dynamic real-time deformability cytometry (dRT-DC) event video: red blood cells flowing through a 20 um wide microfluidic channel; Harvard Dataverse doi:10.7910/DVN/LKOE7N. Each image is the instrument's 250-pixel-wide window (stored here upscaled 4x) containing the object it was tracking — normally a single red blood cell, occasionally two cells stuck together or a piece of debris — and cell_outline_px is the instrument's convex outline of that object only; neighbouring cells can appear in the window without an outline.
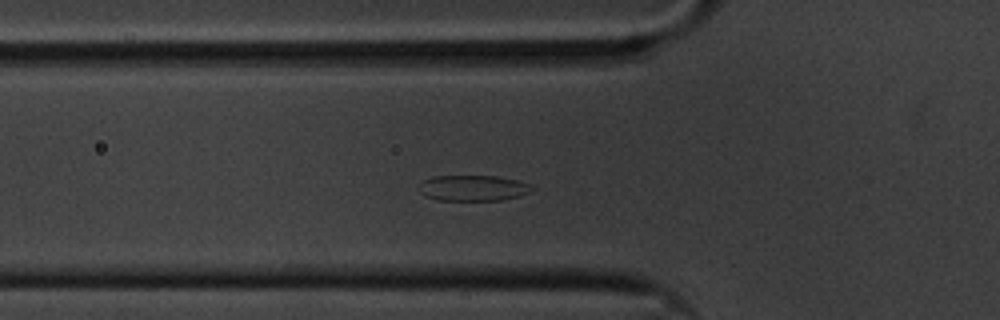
{"species": "common noctule bat (a hibernating species)", "species_latin": "Nyctalus noctula", "temperature_condition": "cold", "stored_images_in_passage": 42, "camera_frame_rate_fps": 3000, "um_per_image_px": 0.085, "animal": {"sex": "male", "body_mass_g": 20.1, "forearm_length_mm": 53.5}, "frame": {"image": 1, "passage_image": 2, "time_ms": 0.333, "image_size_px": [1000, 320], "cell_outline_px": [[536, 188], [528, 192], [516, 196], [500, 200], [436, 200], [424, 196], [416, 188], [420, 180], [432, 176], [496, 176], [516, 180], [528, 184]], "centroid_in_image_um": [40.09, 15.97], "position_along_channel_um": 85.7, "area_um2": 17.05}}
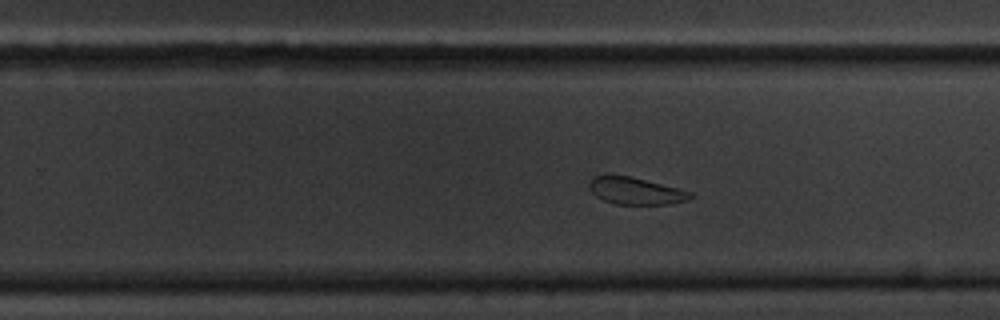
{"frame": {"image": 2, "passage_image": 19, "time_ms": 6.0, "image_size_px": [1000, 320], "cell_outline_px": [[692, 196], [688, 200], [668, 204], [616, 204], [604, 200], [596, 196], [588, 188], [588, 180], [592, 176], [632, 176], [692, 192]], "centroid_in_image_um": [53.99, 16.22], "position_along_channel_um": 275.8, "area_um2": 15.84}}
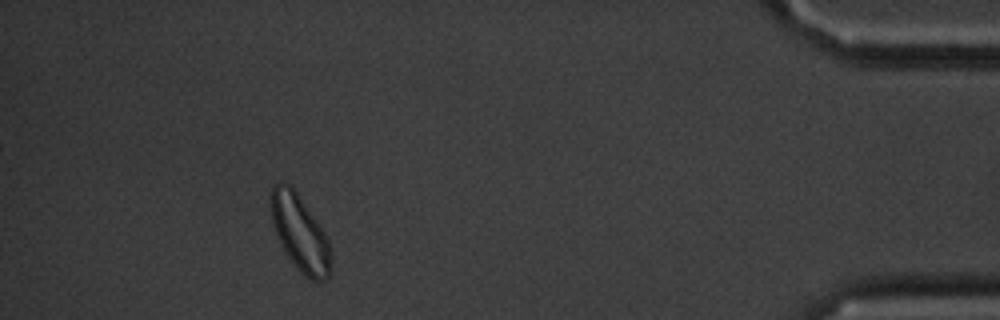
{"frame": {"image": 3, "passage_image": 36, "time_ms": 11.667, "image_size_px": [1000, 320], "cell_outline_px": [[332, 272], [324, 280], [312, 280], [300, 272], [288, 256], [272, 224], [272, 188], [280, 180], [288, 184], [296, 192], [316, 220], [324, 232], [328, 240], [332, 268]], "centroid_in_image_um": [25.52, 19.84], "position_along_channel_um": 409.7, "area_um2": 25.78}}